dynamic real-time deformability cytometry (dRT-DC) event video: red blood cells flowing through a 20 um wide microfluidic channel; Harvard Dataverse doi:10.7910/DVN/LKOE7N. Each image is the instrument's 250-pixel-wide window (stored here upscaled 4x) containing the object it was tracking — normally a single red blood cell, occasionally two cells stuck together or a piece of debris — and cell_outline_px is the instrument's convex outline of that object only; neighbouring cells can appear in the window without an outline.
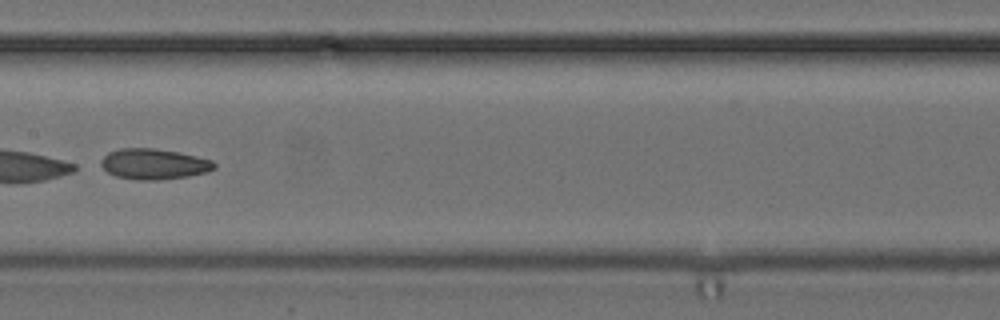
{"species": "common noctule bat (a hibernating species)", "species_latin": "Nyctalus noctula", "temperature_condition": "cold", "stored_images_in_passage": 50, "camera_frame_rate_fps": 3000, "um_per_image_px": 0.085, "animal": {"sex": "female", "body_mass_g": 24.6, "forearm_length_mm": 56.2}, "frame": {"image": 1, "passage_image": 27, "time_ms": 8.667, "image_size_px": [1000, 320], "cell_outline_px": [[216, 168], [208, 172], [188, 176], [160, 180], [136, 180], [116, 176], [108, 172], [100, 164], [100, 160], [108, 152], [120, 148], [156, 148], [196, 156], [212, 160], [216, 164]], "centroid_in_image_um": [13.08, 13.94], "position_along_channel_um": 194.3, "area_um2": 20.29}}
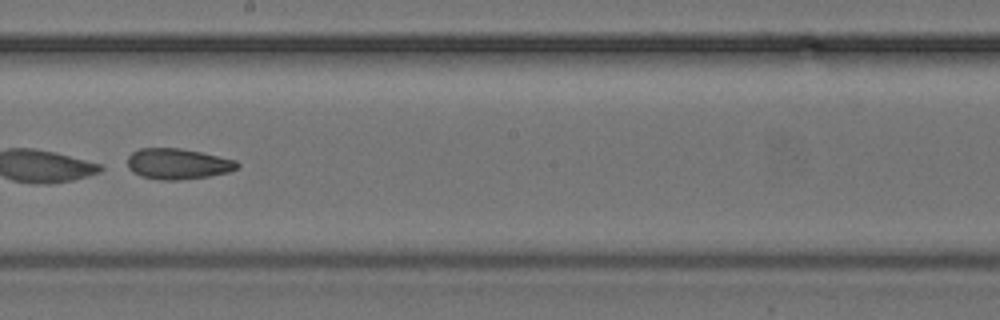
{"frame": {"image": 2, "passage_image": 30, "time_ms": 9.667, "image_size_px": [1000, 320], "cell_outline_px": [[240, 164], [236, 168], [228, 172], [208, 176], [180, 180], [160, 180], [140, 176], [132, 172], [128, 168], [128, 156], [132, 152], [140, 148], [180, 148], [200, 152], [236, 160]], "centroid_in_image_um": [15.08, 13.93], "position_along_channel_um": 233.1, "area_um2": 19.65}}